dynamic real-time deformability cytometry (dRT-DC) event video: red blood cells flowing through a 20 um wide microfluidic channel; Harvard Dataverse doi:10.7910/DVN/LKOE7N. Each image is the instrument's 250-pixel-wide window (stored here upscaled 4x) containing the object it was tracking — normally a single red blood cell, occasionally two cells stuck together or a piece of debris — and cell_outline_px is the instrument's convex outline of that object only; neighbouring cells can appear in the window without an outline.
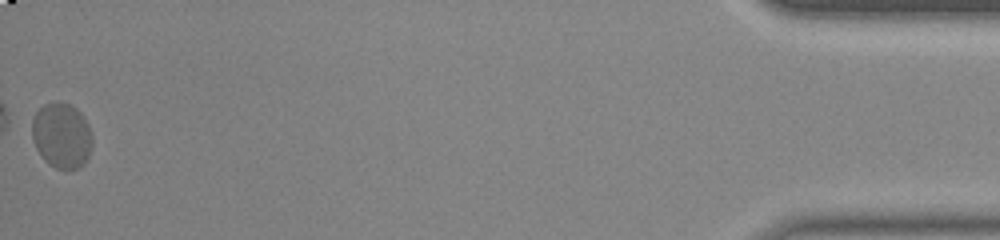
{"species": "common noctule bat (a hibernating species)", "species_latin": "Nyctalus noctula", "temperature_condition": "room temperature", "stored_images_in_passage": 39, "camera_frame_rate_fps": 3000, "um_per_image_px": 0.085, "animal": {"sex": "male", "body_mass_g": 20.0, "forearm_length_mm": 53.3}, "frame": {"image": 1, "passage_image": 39, "time_ms": 12.667, "image_size_px": [1000, 240], "cell_outline_px": [[92, 144], [88, 156], [84, 164], [76, 168], [56, 168], [36, 148], [32, 140], [32, 120], [36, 112], [44, 104], [72, 104], [80, 112], [88, 124], [92, 132]], "centroid_in_image_um": [5.27, 11.5], "position_along_channel_um": 429.9, "area_um2": 22.43}, "authors_computed_cell_mechanics": {"area_um2": 21.2704, "velocity_mm_per_s": 3.7878, "shape_relaxation_time_tau1_ms": 4.1506, "shape_relaxation_time_tau2_ms": null, "deformation_change_tau1": 0.291, "deformation_change_tau2": null}}